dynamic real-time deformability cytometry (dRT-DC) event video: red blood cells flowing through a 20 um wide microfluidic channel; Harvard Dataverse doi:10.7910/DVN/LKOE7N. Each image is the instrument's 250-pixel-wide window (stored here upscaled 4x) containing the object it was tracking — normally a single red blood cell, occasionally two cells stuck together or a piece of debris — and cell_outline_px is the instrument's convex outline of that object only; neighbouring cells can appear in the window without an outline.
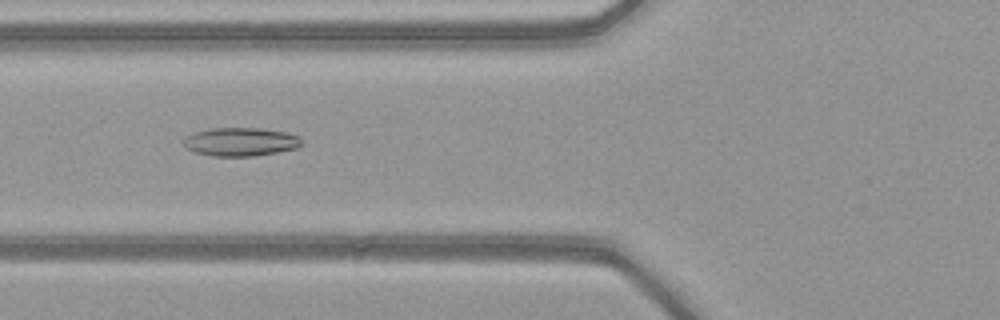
{"species": "common noctule bat (a hibernating species)", "species_latin": "Nyctalus noctula", "temperature_condition": "warm", "stored_images_in_passage": 51, "camera_frame_rate_fps": 3000, "um_per_image_px": 0.085, "animal": {"sex": "female", "body_mass_g": 21.9}, "frame": {"image": 1, "passage_image": 20, "time_ms": 6.333, "image_size_px": [1000, 320], "cell_outline_px": [[304, 144], [296, 148], [276, 152], [252, 156], [212, 156], [196, 152], [188, 148], [184, 144], [184, 140], [188, 136], [196, 132], [212, 128], [260, 128], [288, 132], [300, 136]], "centroid_in_image_um": [20.53, 12.05], "position_along_channel_um": 105.3, "area_um2": 19.48}}
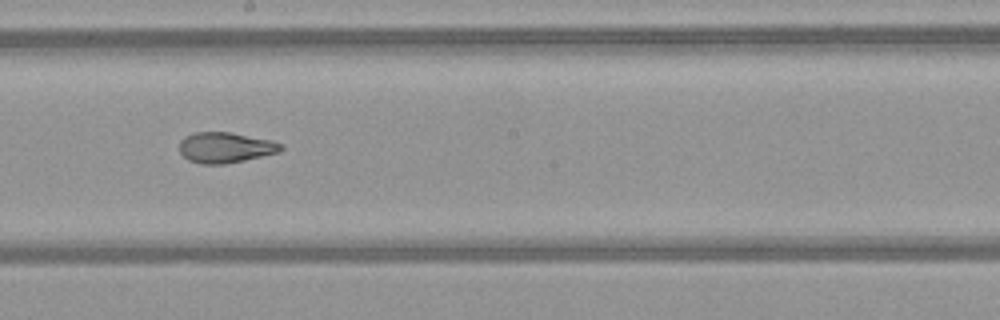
{"frame": {"image": 2, "passage_image": 29, "time_ms": 9.333, "image_size_px": [1000, 320], "cell_outline_px": [[284, 148], [280, 152], [244, 160], [224, 164], [200, 164], [188, 160], [180, 152], [180, 140], [184, 136], [196, 132], [232, 132], [272, 140], [284, 144]], "centroid_in_image_um": [19.18, 12.53], "position_along_channel_um": 229.0, "area_um2": 18.26}}
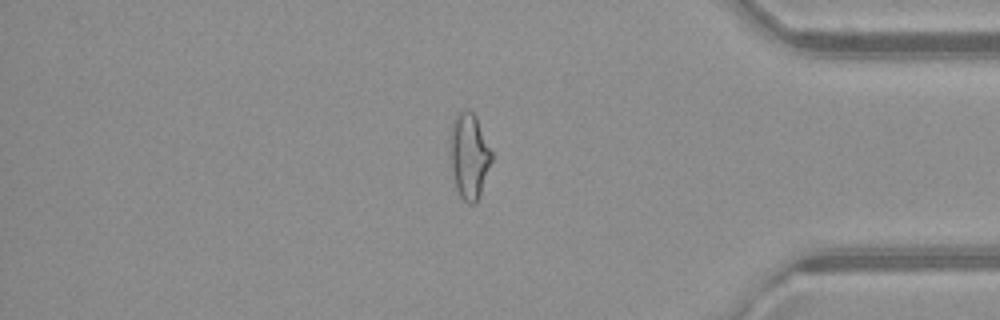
{"frame": {"image": 3, "passage_image": 43, "time_ms": 14.0, "image_size_px": [1000, 320], "cell_outline_px": [[492, 160], [476, 204], [468, 204], [460, 196], [456, 188], [448, 156], [448, 144], [452, 120], [456, 112], [464, 108], [468, 108], [476, 116], [492, 152]], "centroid_in_image_um": [39.83, 13.19], "position_along_channel_um": 395.4, "area_um2": 21.27}, "authors_computed_cell_mechanics": {"area_um2": 20.808, "velocity_mm_per_s": 4.0919, "shape_relaxation_time_tau1_ms": null, "shape_relaxation_time_tau2_ms": 1.5724, "deformation_change_tau1": null, "deformation_change_tau2": 0.0702}}